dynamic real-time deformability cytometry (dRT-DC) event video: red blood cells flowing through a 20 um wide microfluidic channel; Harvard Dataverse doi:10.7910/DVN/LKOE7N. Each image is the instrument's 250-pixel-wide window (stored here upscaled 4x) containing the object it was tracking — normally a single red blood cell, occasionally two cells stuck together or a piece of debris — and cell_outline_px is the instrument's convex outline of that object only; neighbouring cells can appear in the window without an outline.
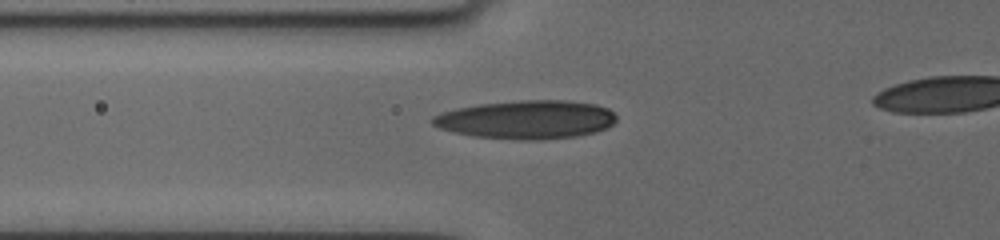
{"species": "human", "species_latin": "Homo sapiens", "temperature_condition": "cold", "stored_images_in_passage": 7, "camera_frame_rate_fps": 3000, "um_per_image_px": 0.085, "donor": {"sex": "female"}, "frame": {"image": 1, "passage_image": 5, "time_ms": 3.667, "image_size_px": [1000, 240], "cell_outline_px": [[616, 120], [612, 124], [596, 132], [576, 136], [532, 140], [520, 140], [476, 136], [456, 132], [440, 128], [432, 124], [432, 116], [440, 112], [456, 108], [476, 104], [520, 100], [568, 100], [596, 104], [608, 108], [616, 116]], "centroid_in_image_um": [44.75, 10.15], "position_along_channel_um": 81.1, "area_um2": 41.21}}
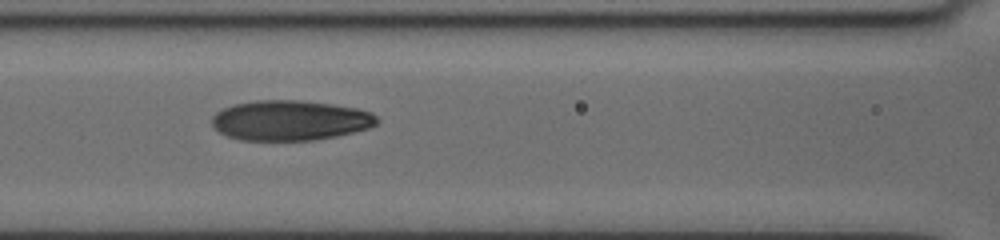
{"frame": {"image": 2, "passage_image": 7, "time_ms": 5.333, "image_size_px": [1000, 240], "cell_outline_px": [[376, 124], [368, 128], [336, 136], [316, 140], [240, 140], [228, 136], [220, 132], [212, 124], [212, 116], [216, 112], [232, 104], [256, 100], [300, 100], [332, 104], [356, 108], [372, 112], [376, 116]], "centroid_in_image_um": [24.64, 10.23], "position_along_channel_um": 142.0, "area_um2": 38.49}}